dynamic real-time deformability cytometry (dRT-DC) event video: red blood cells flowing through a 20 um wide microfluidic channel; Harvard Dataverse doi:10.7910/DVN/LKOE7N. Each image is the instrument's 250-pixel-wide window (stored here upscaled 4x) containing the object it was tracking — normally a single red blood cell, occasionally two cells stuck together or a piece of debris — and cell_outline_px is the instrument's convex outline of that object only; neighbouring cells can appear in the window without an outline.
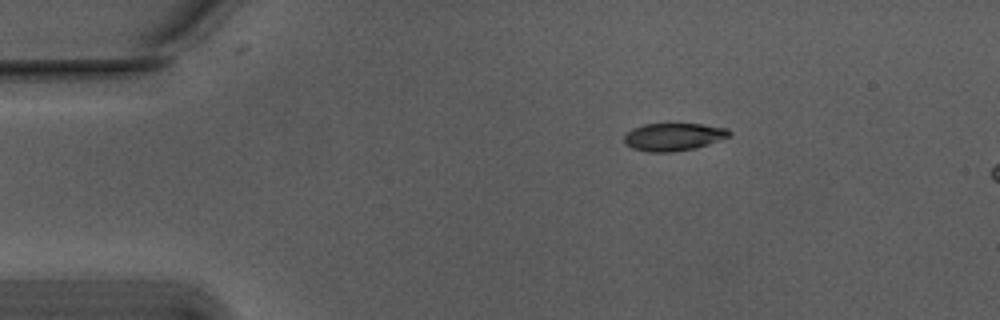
{"species": "Egyptian fruit bat (a non-hibernating species)", "species_latin": "Rousettus aegyptiacus", "temperature_condition": "warm", "stored_images_in_passage": 7, "camera_frame_rate_fps": 3000, "um_per_image_px": 0.085, "animal": {"sex": "male"}, "frame": {"image": 1, "passage_image": 1, "time_ms": 0.0, "image_size_px": [1000, 320], "cell_outline_px": [[732, 132], [728, 136], [708, 144], [696, 148], [672, 152], [648, 152], [632, 148], [624, 144], [624, 136], [632, 128], [644, 124], [704, 124], [728, 128]], "centroid_in_image_um": [57.23, 11.63], "position_along_channel_um": 27.8, "area_um2": 16.99}}